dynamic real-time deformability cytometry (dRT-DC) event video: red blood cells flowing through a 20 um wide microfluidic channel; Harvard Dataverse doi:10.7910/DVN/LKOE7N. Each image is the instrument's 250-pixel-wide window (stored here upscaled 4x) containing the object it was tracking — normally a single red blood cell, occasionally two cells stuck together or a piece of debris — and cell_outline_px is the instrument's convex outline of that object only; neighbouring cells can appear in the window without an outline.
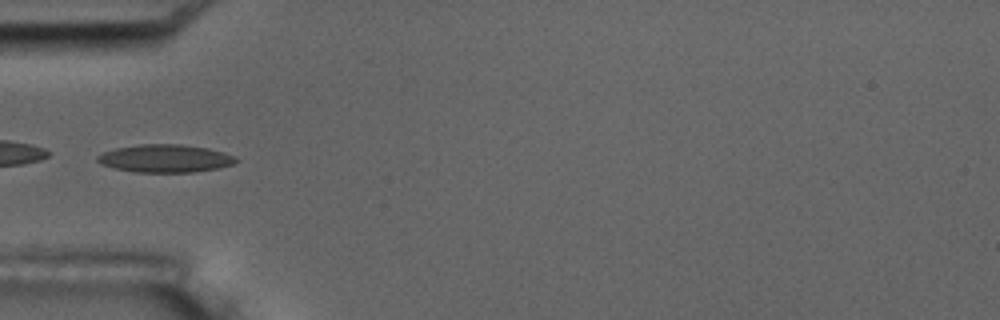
{"species": "common noctule bat (a hibernating species)", "species_latin": "Nyctalus noctula", "temperature_condition": "room temperature", "stored_images_in_passage": 5, "camera_frame_rate_fps": 3000, "um_per_image_px": 0.085, "animal": {"sex": "male", "body_mass_g": 17.5, "forearm_length_mm": 52.3}, "frame": {"image": 1, "passage_image": 5, "time_ms": 4.333, "image_size_px": [1000, 320], "cell_outline_px": [[240, 160], [232, 164], [216, 168], [192, 172], [136, 172], [116, 168], [100, 164], [96, 160], [96, 156], [104, 152], [116, 148], [140, 144], [180, 144], [208, 148], [224, 152], [236, 156]], "centroid_in_image_um": [14.05, 13.46], "position_along_channel_um": 71.0, "area_um2": 22.43}}